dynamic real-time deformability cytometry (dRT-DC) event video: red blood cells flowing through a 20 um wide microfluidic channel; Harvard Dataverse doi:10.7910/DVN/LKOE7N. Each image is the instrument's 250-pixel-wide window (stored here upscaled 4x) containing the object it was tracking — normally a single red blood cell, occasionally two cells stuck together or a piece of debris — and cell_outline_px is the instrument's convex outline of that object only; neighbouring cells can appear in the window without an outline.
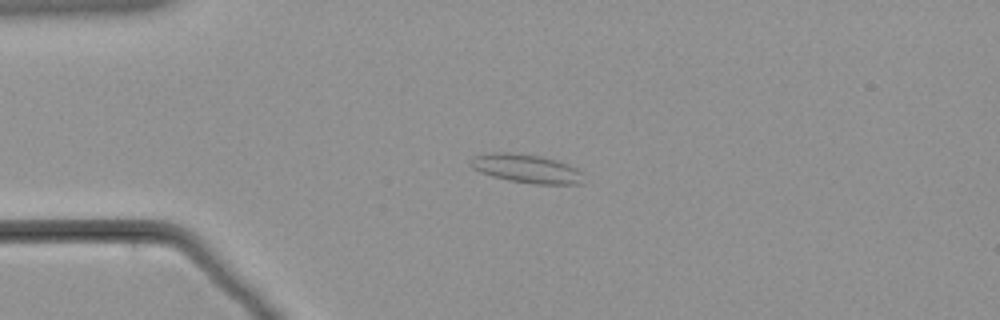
{"species": "common noctule bat (a hibernating species)", "species_latin": "Nyctalus noctula", "temperature_condition": "warm", "stored_images_in_passage": 54, "camera_frame_rate_fps": 3000, "um_per_image_px": 0.085, "animal": {"sex": "male", "body_mass_g": 21.5, "forearm_length_mm": 52.0}, "frame": {"image": 1, "passage_image": 8, "time_ms": 2.333, "image_size_px": [1000, 320], "cell_outline_px": [[584, 184], [532, 184], [508, 180], [492, 176], [480, 172], [472, 168], [468, 164], [468, 160], [476, 156], [496, 152], [508, 152], [540, 156], [556, 160], [568, 164], [584, 172]], "centroid_in_image_um": [44.78, 14.34], "position_along_channel_um": 40.2, "area_um2": 19.07}}
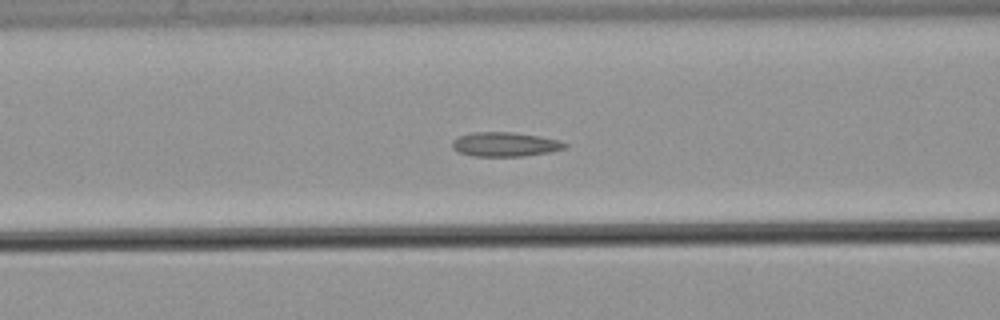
{"frame": {"image": 2, "passage_image": 18, "time_ms": 5.667, "image_size_px": [1000, 320], "cell_outline_px": [[568, 148], [548, 152], [524, 156], [472, 156], [456, 152], [452, 148], [452, 140], [460, 136], [476, 132], [512, 132], [560, 140], [568, 144]], "centroid_in_image_um": [42.92, 12.28], "position_along_channel_um": 123.7, "area_um2": 15.95}}
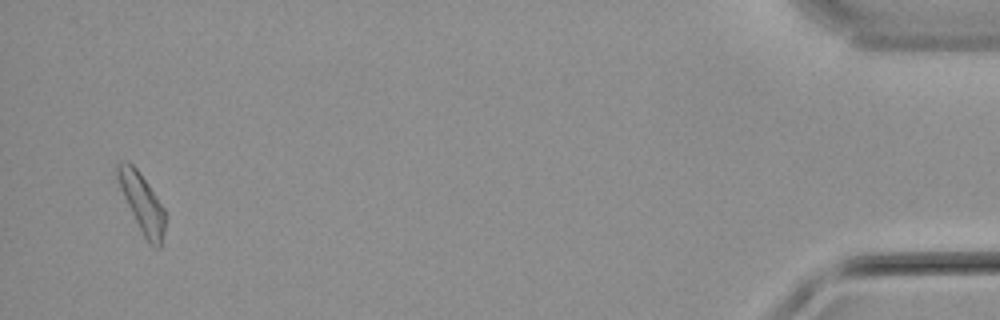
{"frame": {"image": 3, "passage_image": 52, "time_ms": 17.0, "image_size_px": [1000, 320], "cell_outline_px": [[164, 228], [160, 248], [152, 248], [148, 244], [120, 188], [116, 176], [116, 164], [124, 160], [128, 160], [136, 168], [164, 208]], "centroid_in_image_um": [12.05, 17.24], "position_along_channel_um": 423.1, "area_um2": 15.78}}